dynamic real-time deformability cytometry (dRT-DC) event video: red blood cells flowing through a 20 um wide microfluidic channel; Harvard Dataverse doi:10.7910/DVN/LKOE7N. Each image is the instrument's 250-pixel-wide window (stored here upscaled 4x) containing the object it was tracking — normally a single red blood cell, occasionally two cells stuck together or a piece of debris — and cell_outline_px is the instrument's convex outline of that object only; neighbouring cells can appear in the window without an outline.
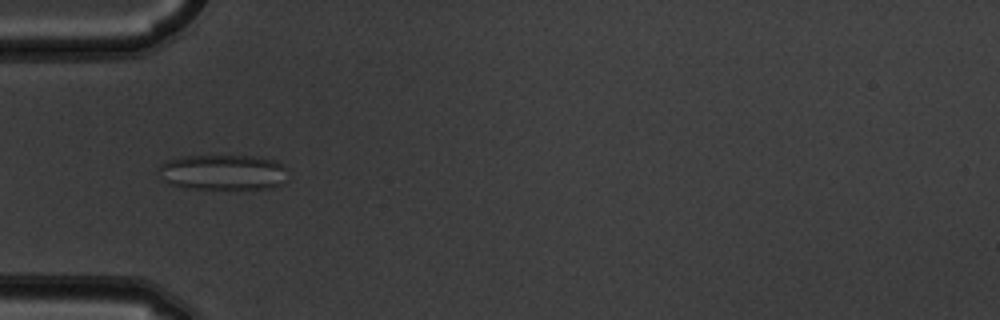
{"species": "common noctule bat (a hibernating species)", "species_latin": "Nyctalus noctula", "temperature_condition": "warm", "stored_images_in_passage": 10, "camera_frame_rate_fps": 3000, "um_per_image_px": 0.085, "animal": {"sex": "male", "body_mass_g": 19.5, "forearm_length_mm": 54.6}, "frame": {"image": 1, "passage_image": 4, "time_ms": 1.0, "image_size_px": [1000, 320], "cell_outline_px": [[288, 168], [284, 184], [272, 188], [184, 188], [168, 184], [156, 176], [156, 168], [164, 160], [180, 156], [256, 156], [276, 160]], "centroid_in_image_um": [18.89, 14.63], "position_along_channel_um": 66.1, "area_um2": 27.4}}
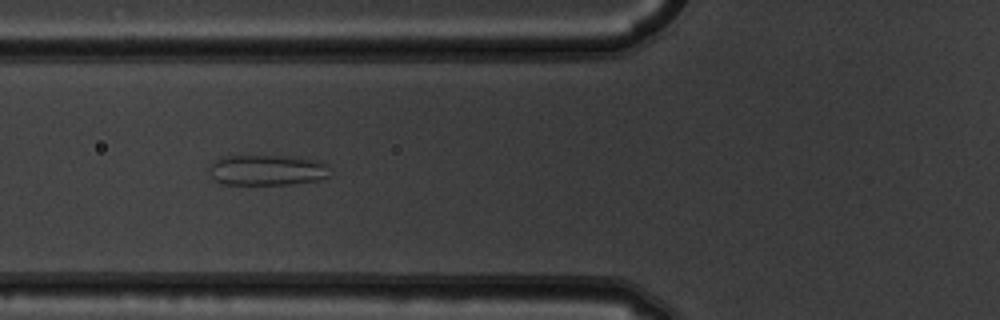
{"frame": {"image": 2, "passage_image": 5, "time_ms": 1.333, "image_size_px": [1000, 320], "cell_outline_px": [[328, 176], [320, 180], [288, 184], [224, 184], [216, 180], [212, 176], [212, 164], [216, 160], [224, 156], [288, 156], [320, 160], [328, 164]], "centroid_in_image_um": [22.78, 14.45], "position_along_channel_um": 103.0, "area_um2": 21.27}}
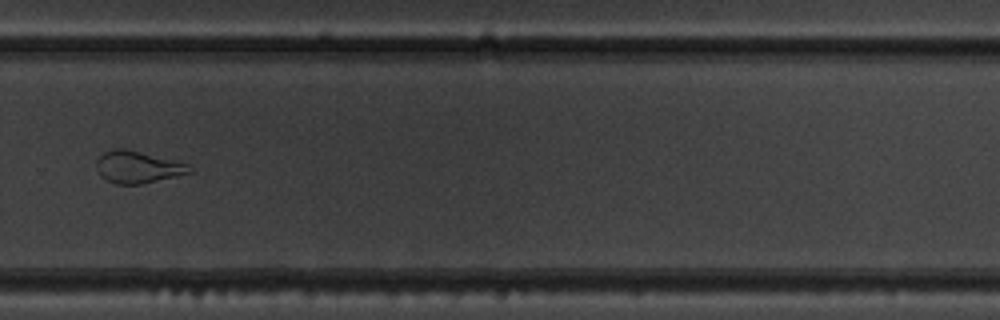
{"frame": {"image": 3, "passage_image": 10, "time_ms": 3.0, "image_size_px": [1000, 320], "cell_outline_px": [[196, 172], [140, 184], [116, 184], [104, 180], [100, 176], [96, 168], [96, 160], [104, 152], [112, 148], [124, 148], [188, 164]], "centroid_in_image_um": [11.68, 14.21], "position_along_channel_um": 318.1, "area_um2": 17.46}}